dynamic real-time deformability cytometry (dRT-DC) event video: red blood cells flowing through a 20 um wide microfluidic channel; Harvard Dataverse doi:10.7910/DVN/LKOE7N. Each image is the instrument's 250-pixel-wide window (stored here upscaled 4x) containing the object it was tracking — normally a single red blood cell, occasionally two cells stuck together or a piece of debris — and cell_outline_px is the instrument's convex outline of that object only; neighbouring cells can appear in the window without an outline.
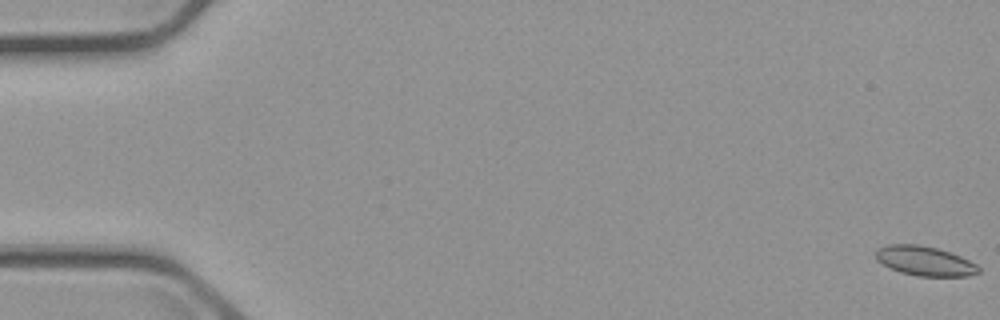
{"species": "common noctule bat (a hibernating species)", "species_latin": "Nyctalus noctula", "temperature_condition": "cold", "stored_images_in_passage": 10, "camera_frame_rate_fps": 3000, "um_per_image_px": 0.085, "animal": {"sex": "male", "body_mass_g": 23.1, "forearm_length_mm": 52.7}, "frame": {"image": 1, "passage_image": 1, "time_ms": 0.0, "image_size_px": [1000, 320], "cell_outline_px": [[980, 272], [968, 276], [916, 276], [900, 272], [876, 260], [876, 248], [888, 244], [920, 244], [936, 248], [960, 256], [976, 264], [980, 268]], "centroid_in_image_um": [78.59, 22.18], "position_along_channel_um": 6.4, "area_um2": 17.63}}
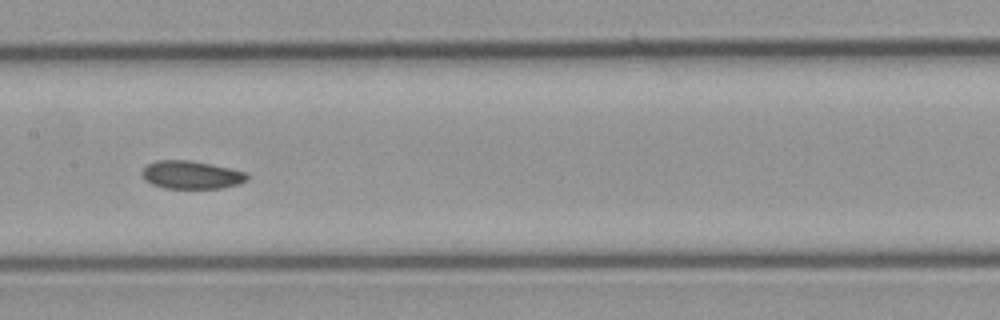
{"frame": {"image": 2, "passage_image": 9, "time_ms": 9.333, "image_size_px": [1000, 320], "cell_outline_px": [[248, 180], [240, 184], [220, 188], [164, 188], [152, 184], [144, 180], [144, 168], [148, 164], [156, 160], [188, 160], [248, 172]], "centroid_in_image_um": [16.29, 14.87], "position_along_channel_um": 191.1, "area_um2": 16.99}}
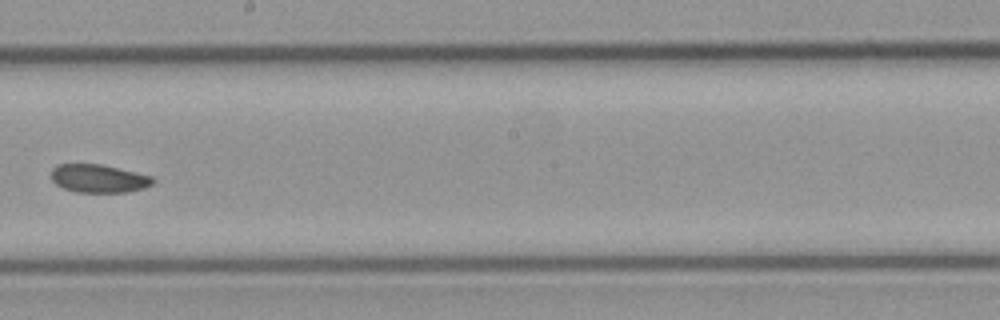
{"frame": {"image": 3, "passage_image": 10, "time_ms": 10.667, "image_size_px": [1000, 320], "cell_outline_px": [[156, 180], [152, 184], [144, 188], [128, 192], [76, 192], [64, 188], [56, 184], [52, 180], [52, 168], [56, 164], [100, 164], [136, 172], [152, 176]], "centroid_in_image_um": [8.4, 15.17], "position_along_channel_um": 239.8, "area_um2": 16.7}}